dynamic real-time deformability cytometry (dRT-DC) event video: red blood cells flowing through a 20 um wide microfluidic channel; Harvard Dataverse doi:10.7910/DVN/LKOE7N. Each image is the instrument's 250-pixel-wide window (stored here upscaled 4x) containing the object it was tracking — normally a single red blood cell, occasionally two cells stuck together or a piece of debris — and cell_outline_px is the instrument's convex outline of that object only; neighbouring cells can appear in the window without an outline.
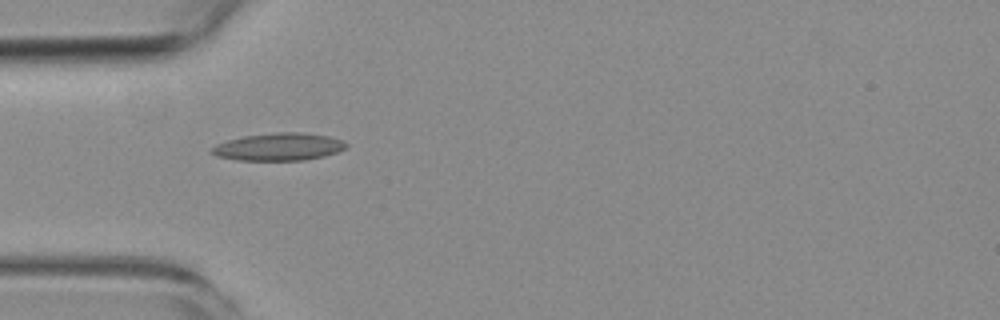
{"species": "common noctule bat (a hibernating species)", "species_latin": "Nyctalus noctula", "temperature_condition": "room temperature", "stored_images_in_passage": 2, "camera_frame_rate_fps": 3000, "um_per_image_px": 0.085, "animal": {"sex": "female", "body_mass_g": 19.3, "forearm_length_mm": 54.1}, "frame": {"image": 1, "passage_image": 1, "time_ms": 0.0, "image_size_px": [1000, 320], "cell_outline_px": [[348, 144], [344, 148], [336, 152], [324, 156], [304, 160], [236, 160], [216, 156], [208, 152], [216, 144], [228, 140], [244, 136], [276, 132], [300, 132], [328, 136], [344, 140]], "centroid_in_image_um": [23.67, 12.48], "position_along_channel_um": 61.3, "area_um2": 21.56}}
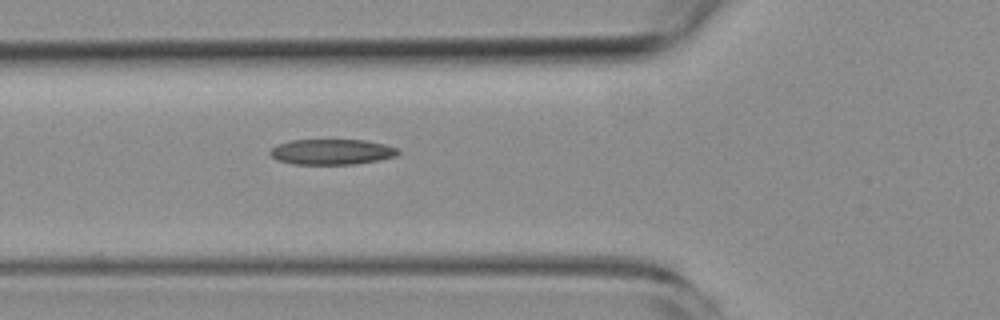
{"frame": {"image": 2, "passage_image": 2, "time_ms": 1.0, "image_size_px": [1000, 320], "cell_outline_px": [[400, 152], [396, 156], [380, 160], [356, 164], [292, 164], [276, 160], [268, 152], [276, 144], [292, 140], [364, 140], [384, 144], [400, 148]], "centroid_in_image_um": [28.21, 12.91], "position_along_channel_um": 97.6, "area_um2": 19.19}}